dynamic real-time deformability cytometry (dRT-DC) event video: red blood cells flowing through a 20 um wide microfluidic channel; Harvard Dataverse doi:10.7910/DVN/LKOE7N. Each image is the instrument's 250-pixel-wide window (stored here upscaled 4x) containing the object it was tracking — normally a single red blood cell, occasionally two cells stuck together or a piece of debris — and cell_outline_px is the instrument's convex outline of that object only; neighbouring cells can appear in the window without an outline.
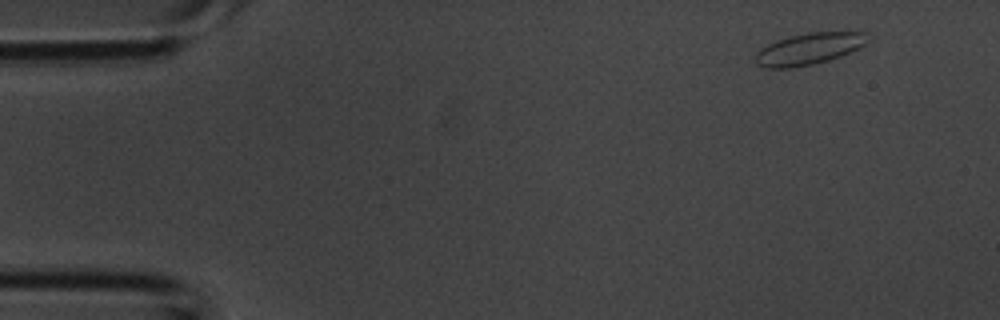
{"species": "common noctule bat (a hibernating species)", "species_latin": "Nyctalus noctula", "temperature_condition": "room temperature", "stored_images_in_passage": 3, "camera_frame_rate_fps": 3000, "um_per_image_px": 0.085, "animal": {"sex": "male", "body_mass_g": 20.1, "forearm_length_mm": 53.5}, "frame": {"image": 1, "passage_image": 1, "time_ms": 0.0, "image_size_px": [1000, 320], "cell_outline_px": [[868, 40], [864, 44], [840, 56], [828, 60], [812, 64], [788, 68], [764, 68], [756, 64], [752, 56], [760, 48], [776, 40], [808, 32], [864, 32]], "centroid_in_image_um": [68.65, 4.16], "position_along_channel_um": 16.3, "area_um2": 20.46}}